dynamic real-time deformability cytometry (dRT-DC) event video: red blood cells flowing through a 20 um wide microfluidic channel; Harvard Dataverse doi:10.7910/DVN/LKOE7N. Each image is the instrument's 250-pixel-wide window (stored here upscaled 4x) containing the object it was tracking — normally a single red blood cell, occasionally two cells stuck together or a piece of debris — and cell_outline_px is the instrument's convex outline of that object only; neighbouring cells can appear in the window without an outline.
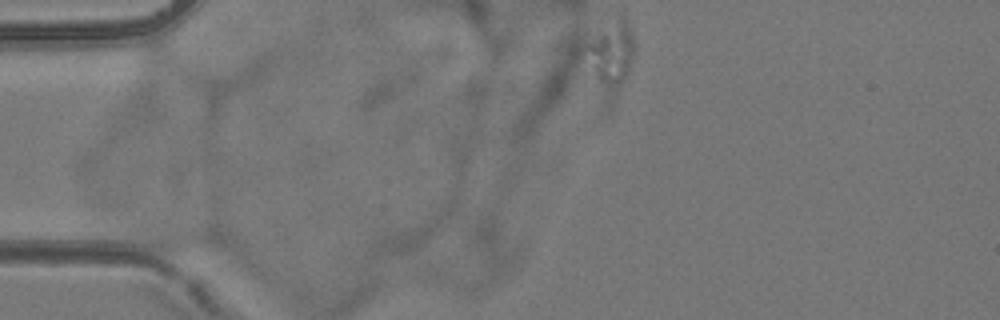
{"species": "common noctule bat (a hibernating species)", "species_latin": "Nyctalus noctula", "temperature_condition": "room temperature", "stored_images_in_passage": 5, "camera_frame_rate_fps": 3000, "um_per_image_px": 0.085, "animal": {"sex": "female", "body_mass_g": 24.6, "forearm_length_mm": 56.2}, "frame": {"image": 1, "passage_image": 1, "time_ms": 0.0, "image_size_px": [1000, 320], "cell_outline_px": [[632, 60], [624, 76], [620, 80], [584, 80], [572, 60], [572, 52], [576, 48], [600, 32], [620, 28], [624, 28], [632, 40]], "centroid_in_image_um": [51.38, 4.75], "position_along_channel_um": 33.6, "area_um2": 17.57}}
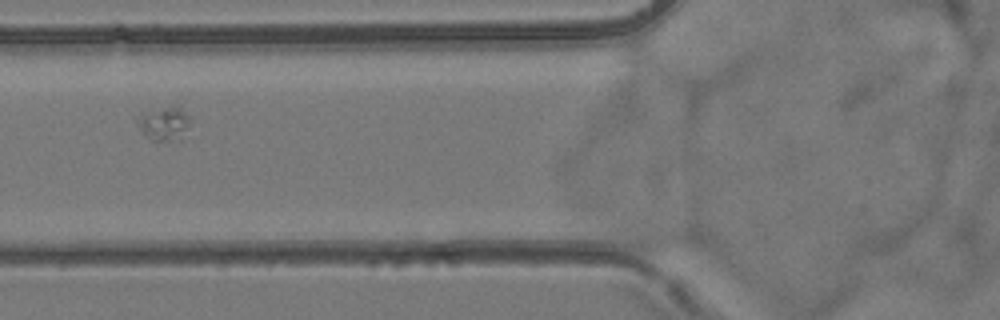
{"frame": {"image": 2, "passage_image": 4, "time_ms": 3.333, "image_size_px": [1000, 320], "cell_outline_px": [[188, 128], [180, 140], [152, 140], [144, 136], [140, 132], [132, 116], [140, 112], [172, 104], [180, 104], [188, 116]], "centroid_in_image_um": [13.85, 10.43], "position_along_channel_um": 112.0, "area_um2": 11.16}}
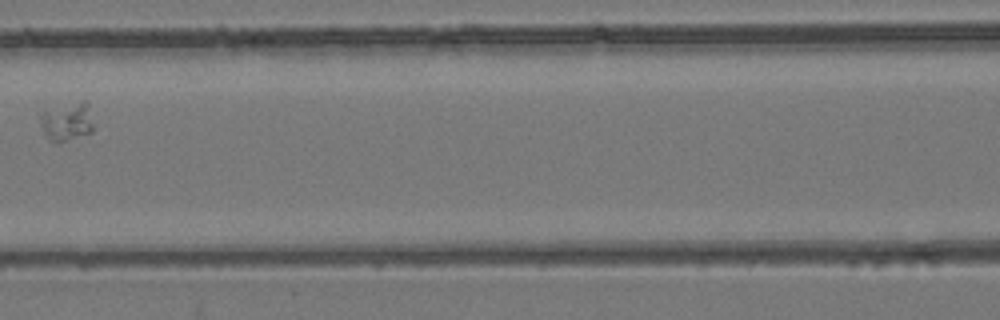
{"frame": {"image": 3, "passage_image": 5, "time_ms": 4.667, "image_size_px": [1000, 320], "cell_outline_px": [[92, 132], [68, 140], [48, 140], [44, 136], [40, 124], [40, 116], [44, 112], [84, 100], [88, 104], [92, 124]], "centroid_in_image_um": [5.68, 10.36], "position_along_channel_um": 160.9, "area_um2": 11.39}}